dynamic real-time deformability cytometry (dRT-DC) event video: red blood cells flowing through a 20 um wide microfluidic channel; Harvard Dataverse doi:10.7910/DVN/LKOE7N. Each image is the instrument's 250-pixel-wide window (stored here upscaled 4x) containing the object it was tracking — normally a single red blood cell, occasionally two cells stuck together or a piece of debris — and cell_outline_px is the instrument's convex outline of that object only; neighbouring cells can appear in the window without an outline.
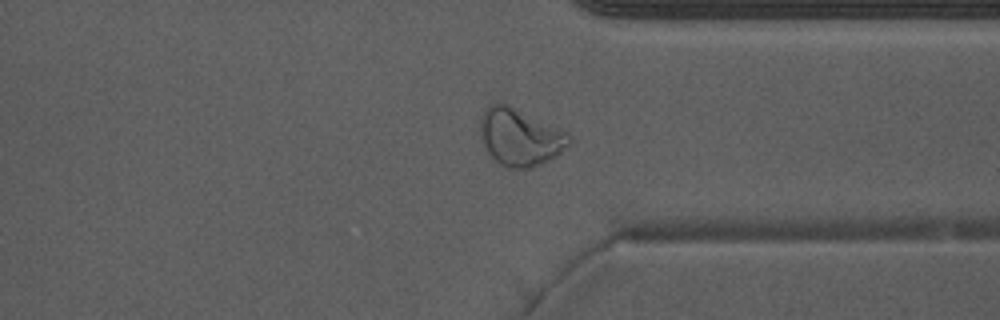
{"species": "Egyptian fruit bat (a non-hibernating species)", "species_latin": "Rousettus aegyptiacus", "temperature_condition": "warm", "stored_images_in_passage": 46, "camera_frame_rate_fps": 3000, "um_per_image_px": 0.085, "animal": {"sex": "male"}, "frame": {"image": 1, "passage_image": 33, "time_ms": 10.667, "image_size_px": [1000, 320], "cell_outline_px": [[572, 144], [556, 156], [532, 168], [508, 168], [500, 164], [488, 152], [480, 136], [480, 120], [488, 104], [508, 104], [568, 132], [572, 136]], "centroid_in_image_um": [44.24, 11.66], "position_along_channel_um": 367.2, "area_um2": 29.65}}
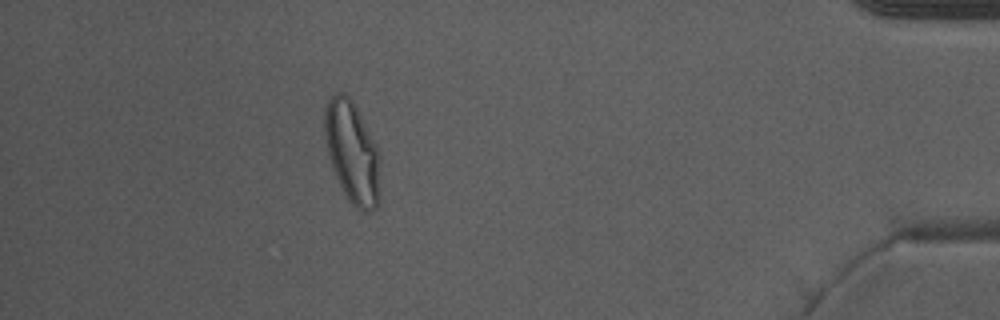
{"frame": {"image": 2, "passage_image": 40, "time_ms": 13.0, "image_size_px": [1000, 320], "cell_outline_px": [[380, 204], [376, 208], [368, 212], [364, 212], [356, 208], [352, 204], [344, 192], [336, 176], [328, 156], [324, 132], [324, 108], [328, 96], [336, 92], [340, 92], [348, 96], [352, 100], [380, 156]], "centroid_in_image_um": [29.93, 12.97], "position_along_channel_um": 405.3, "area_um2": 32.95}}